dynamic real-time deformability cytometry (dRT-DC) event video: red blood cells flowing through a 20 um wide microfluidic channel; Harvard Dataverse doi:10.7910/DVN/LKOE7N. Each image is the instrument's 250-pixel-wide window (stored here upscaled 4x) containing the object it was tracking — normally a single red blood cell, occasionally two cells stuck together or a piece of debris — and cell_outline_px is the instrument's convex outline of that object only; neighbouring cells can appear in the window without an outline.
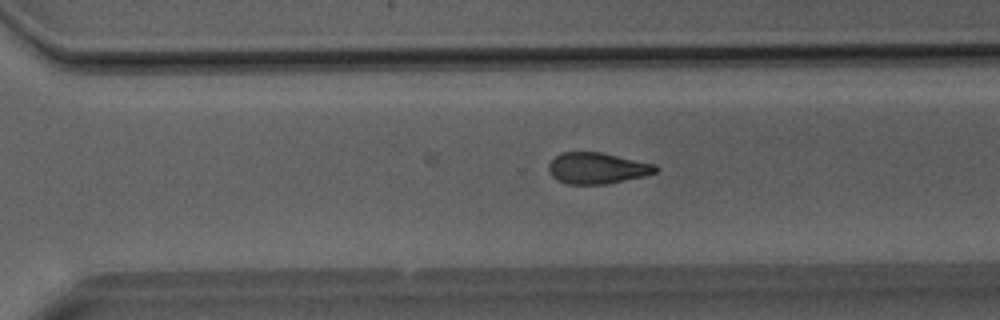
{"species": "Egyptian fruit bat (a non-hibernating species)", "species_latin": "Rousettus aegyptiacus", "temperature_condition": "room temperature", "stored_images_in_passage": 33, "camera_frame_rate_fps": 3000, "um_per_image_px": 0.085, "animal": {"sex": "male"}, "frame": {"image": 1, "passage_image": 21, "time_ms": 6.667, "image_size_px": [1000, 320], "cell_outline_px": [[660, 168], [656, 172], [644, 176], [604, 184], [568, 184], [556, 180], [548, 172], [548, 164], [560, 152], [600, 152], [656, 164]], "centroid_in_image_um": [50.74, 14.29], "position_along_channel_um": 319.9, "area_um2": 19.48}}
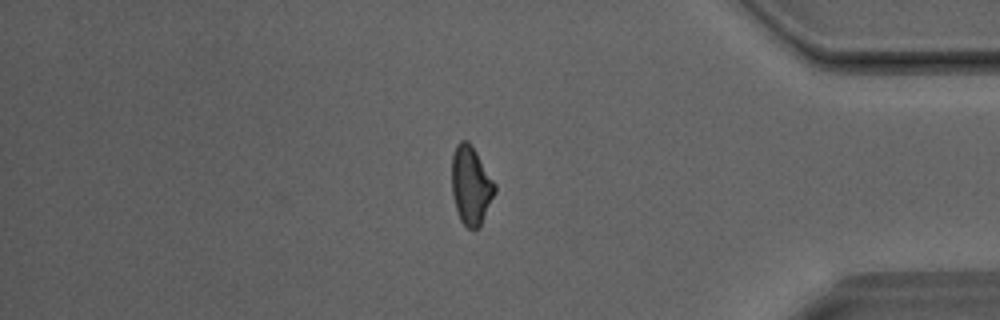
{"frame": {"image": 2, "passage_image": 27, "time_ms": 8.667, "image_size_px": [1000, 320], "cell_outline_px": [[496, 192], [480, 224], [472, 232], [460, 220], [456, 208], [452, 192], [452, 156], [456, 144], [460, 140], [468, 140], [472, 144], [496, 184]], "centroid_in_image_um": [40.03, 15.72], "position_along_channel_um": 395.2, "area_um2": 19.71}}
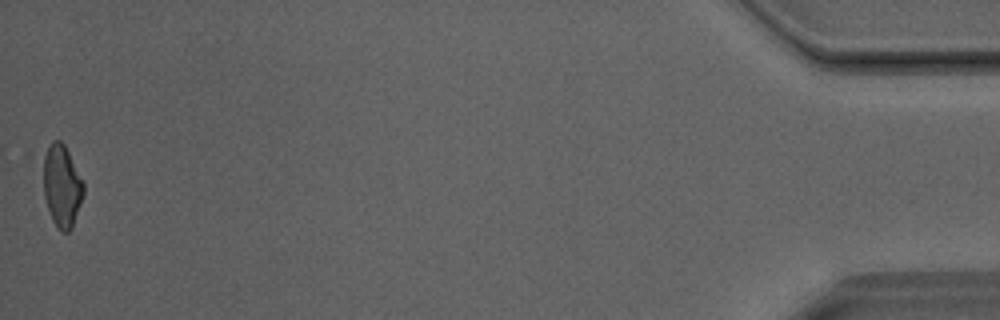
{"frame": {"image": 3, "passage_image": 33, "time_ms": 10.667, "image_size_px": [1000, 320], "cell_outline_px": [[84, 192], [72, 228], [68, 232], [60, 232], [52, 220], [44, 196], [44, 156], [52, 140], [60, 140], [64, 144], [84, 184]], "centroid_in_image_um": [5.26, 15.83], "position_along_channel_um": 429.9, "area_um2": 18.9}}